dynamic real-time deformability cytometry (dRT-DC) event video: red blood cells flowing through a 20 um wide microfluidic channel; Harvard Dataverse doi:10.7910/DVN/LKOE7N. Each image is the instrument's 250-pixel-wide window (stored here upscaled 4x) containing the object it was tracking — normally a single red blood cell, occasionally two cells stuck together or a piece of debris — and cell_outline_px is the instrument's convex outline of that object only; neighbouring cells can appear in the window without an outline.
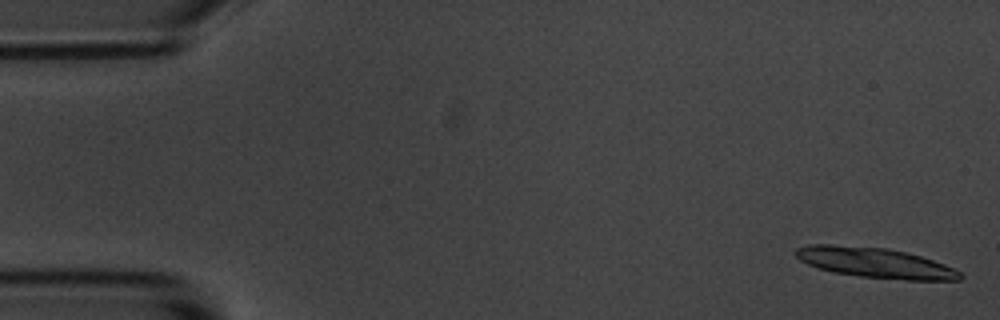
{"species": "common noctule bat (a hibernating species)", "species_latin": "Nyctalus noctula", "temperature_condition": "room temperature", "stored_images_in_passage": 25, "camera_frame_rate_fps": 3000, "um_per_image_px": 0.085, "animal": {"sex": "male", "body_mass_g": 20.1, "forearm_length_mm": 53.5}, "frame": {"image": 1, "passage_image": 1, "time_ms": 0.0, "image_size_px": [1000, 320], "cell_outline_px": [[964, 276], [960, 280], [908, 280], [860, 276], [832, 272], [816, 268], [800, 260], [792, 252], [796, 248], [808, 244], [832, 244], [888, 248], [920, 256], [944, 264], [960, 272]], "centroid_in_image_um": [74.32, 22.32], "position_along_channel_um": 10.7, "area_um2": 28.96}}